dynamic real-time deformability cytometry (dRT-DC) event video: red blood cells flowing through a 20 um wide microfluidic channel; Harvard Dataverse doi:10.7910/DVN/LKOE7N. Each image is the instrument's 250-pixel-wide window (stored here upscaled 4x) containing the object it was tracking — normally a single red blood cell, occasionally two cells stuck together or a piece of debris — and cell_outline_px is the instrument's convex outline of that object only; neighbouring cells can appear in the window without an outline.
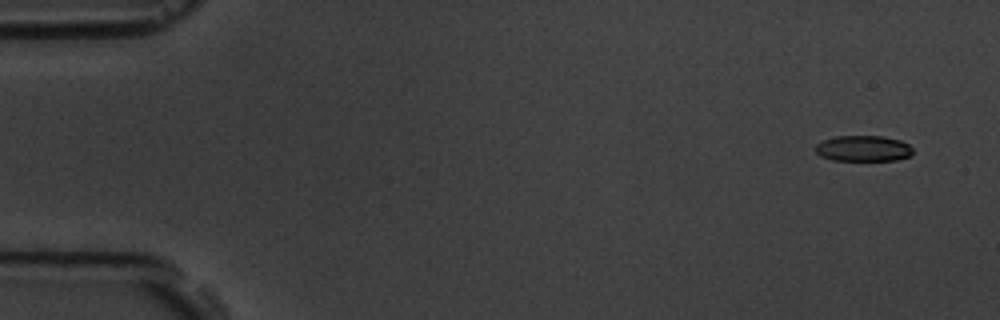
{"species": "common noctule bat (a hibernating species)", "species_latin": "Nyctalus noctula", "temperature_condition": "room temperature", "stored_images_in_passage": 5, "camera_frame_rate_fps": 3000, "um_per_image_px": 0.085, "animal": {"sex": "male", "body_mass_g": 19.5, "forearm_length_mm": 54.6}, "frame": {"image": 1, "passage_image": 1, "time_ms": 0.0, "image_size_px": [1000, 320], "cell_outline_px": [[912, 156], [896, 160], [832, 160], [820, 156], [816, 152], [816, 144], [824, 140], [836, 136], [884, 136], [900, 140], [908, 144], [912, 148]], "centroid_in_image_um": [73.4, 12.62], "position_along_channel_um": 11.6, "area_um2": 14.68}}
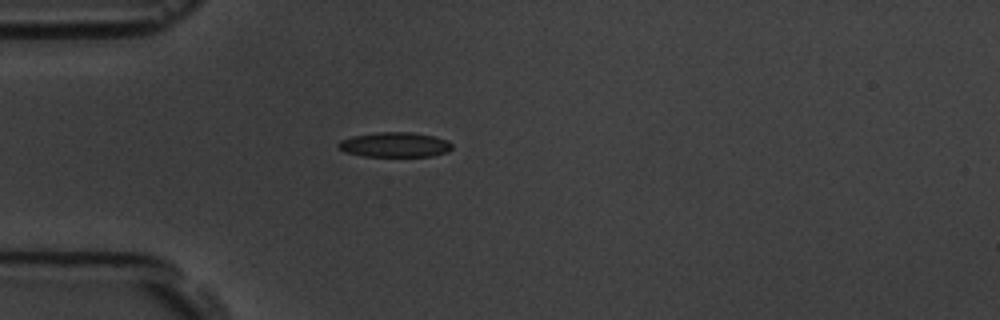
{"frame": {"image": 2, "passage_image": 5, "time_ms": 4.333, "image_size_px": [1000, 320], "cell_outline_px": [[452, 148], [448, 152], [432, 156], [364, 156], [344, 152], [336, 144], [340, 140], [352, 136], [376, 132], [412, 132], [432, 136], [448, 140], [452, 144]], "centroid_in_image_um": [33.55, 12.3], "position_along_channel_um": 51.4, "area_um2": 16.53}}